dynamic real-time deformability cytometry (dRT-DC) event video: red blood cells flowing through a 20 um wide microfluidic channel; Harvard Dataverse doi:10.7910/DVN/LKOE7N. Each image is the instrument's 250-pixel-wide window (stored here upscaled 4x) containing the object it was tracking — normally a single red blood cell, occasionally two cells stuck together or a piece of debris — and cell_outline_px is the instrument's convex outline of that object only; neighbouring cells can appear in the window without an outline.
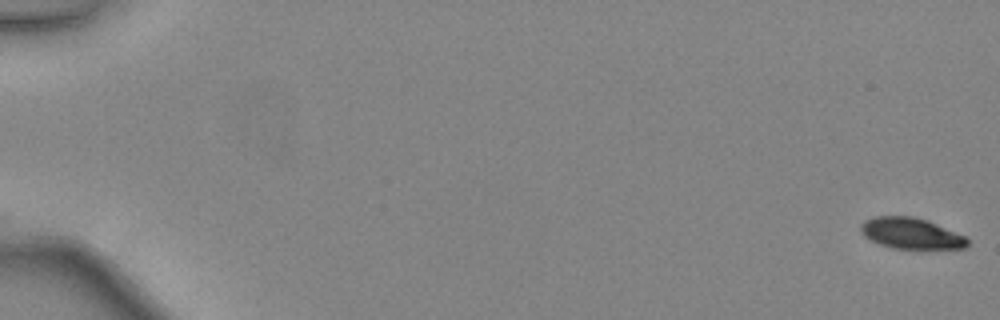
{"species": "common noctule bat (a hibernating species)", "species_latin": "Nyctalus noctula", "temperature_condition": "warm", "stored_images_in_passage": 15, "camera_frame_rate_fps": 3000, "um_per_image_px": 0.085, "animal": {"sex": "female", "body_mass_g": 24.6, "forearm_length_mm": 56.2}, "frame": {"image": 1, "passage_image": 1, "time_ms": 0.0, "image_size_px": [1000, 320], "cell_outline_px": [[968, 244], [964, 248], [892, 248], [868, 240], [860, 232], [860, 224], [864, 220], [872, 216], [912, 216], [928, 220], [968, 236]], "centroid_in_image_um": [77.42, 19.82], "position_along_channel_um": 7.6, "area_um2": 19.54}}
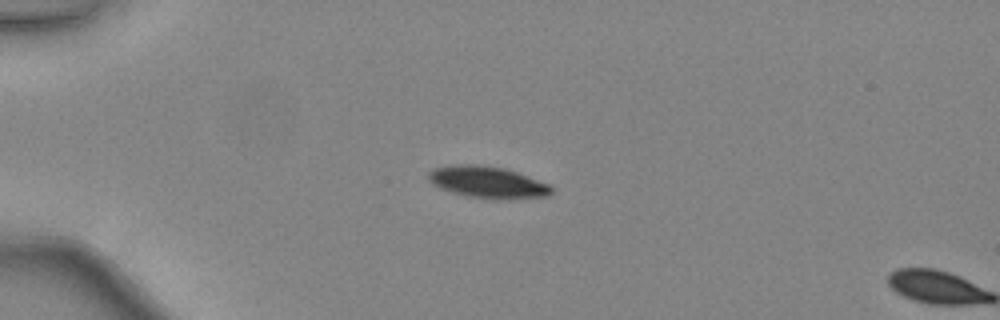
{"frame": {"image": 2, "passage_image": 14, "time_ms": 4.333, "image_size_px": [1000, 320], "cell_outline_px": [[552, 192], [548, 196], [500, 200], [492, 200], [468, 196], [452, 192], [440, 188], [432, 184], [428, 180], [428, 172], [432, 168], [452, 164], [476, 164], [504, 168], [516, 172], [548, 184], [552, 188]], "centroid_in_image_um": [41.4, 15.49], "position_along_channel_um": 43.6, "area_um2": 22.89}}